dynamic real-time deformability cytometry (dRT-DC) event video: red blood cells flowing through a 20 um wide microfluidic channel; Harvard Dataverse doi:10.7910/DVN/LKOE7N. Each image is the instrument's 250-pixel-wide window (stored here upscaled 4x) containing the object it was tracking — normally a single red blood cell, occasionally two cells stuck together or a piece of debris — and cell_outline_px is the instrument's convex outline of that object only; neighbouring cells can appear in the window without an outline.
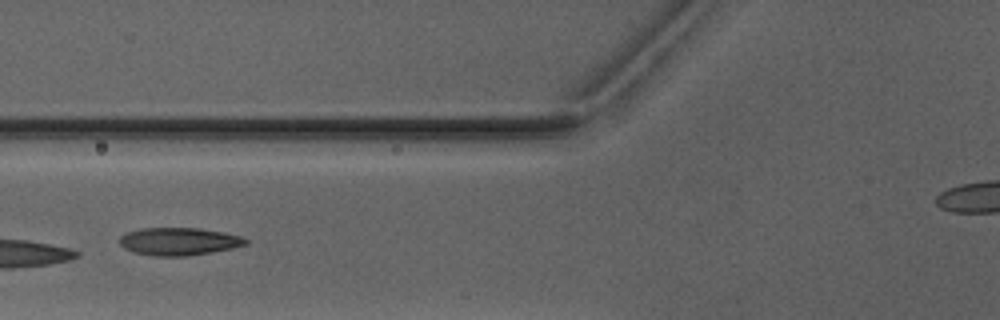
{"species": "Egyptian fruit bat (a non-hibernating species)", "species_latin": "Rousettus aegyptiacus", "temperature_condition": "warm", "stored_images_in_passage": 7, "camera_frame_rate_fps": 3000, "um_per_image_px": 0.085, "animal": {"sex": "male"}, "frame": {"image": 1, "passage_image": 6, "time_ms": 7.0, "image_size_px": [1000, 320], "cell_outline_px": [[248, 244], [232, 248], [212, 252], [184, 256], [156, 256], [132, 252], [124, 248], [120, 244], [120, 236], [128, 232], [140, 228], [200, 228], [224, 232], [240, 236], [248, 240]], "centroid_in_image_um": [15.21, 20.52], "position_along_channel_um": 110.6, "area_um2": 20.35}}
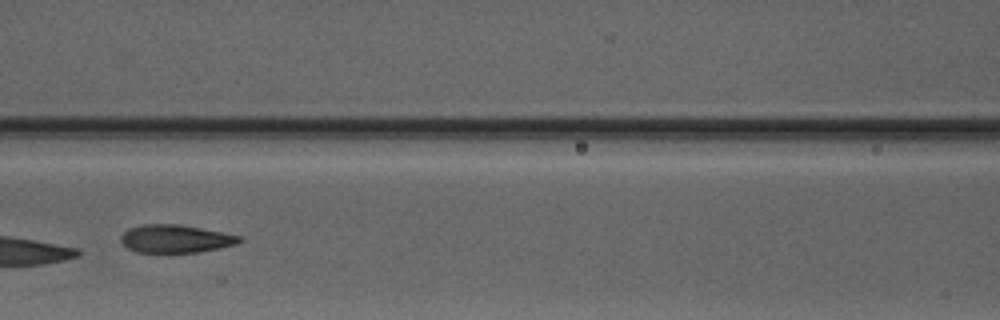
{"frame": {"image": 2, "passage_image": 7, "time_ms": 8.0, "image_size_px": [1000, 320], "cell_outline_px": [[244, 240], [236, 244], [196, 252], [136, 252], [128, 248], [120, 240], [120, 236], [128, 228], [144, 224], [180, 224], [240, 236]], "centroid_in_image_um": [14.88, 20.28], "position_along_channel_um": 151.7, "area_um2": 19.07}}